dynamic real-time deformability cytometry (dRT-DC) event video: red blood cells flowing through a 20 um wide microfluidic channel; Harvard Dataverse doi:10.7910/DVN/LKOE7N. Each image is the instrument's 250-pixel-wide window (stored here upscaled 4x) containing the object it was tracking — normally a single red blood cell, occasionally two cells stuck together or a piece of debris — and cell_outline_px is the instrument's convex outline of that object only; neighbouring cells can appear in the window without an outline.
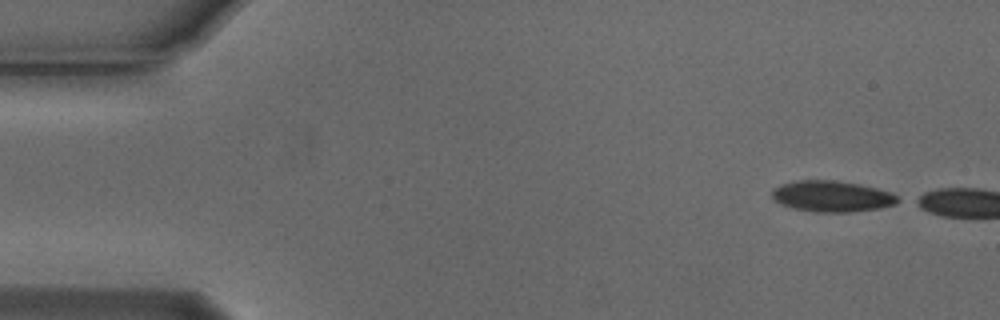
{"species": "Egyptian fruit bat (a non-hibernating species)", "species_latin": "Rousettus aegyptiacus", "temperature_condition": "cold", "stored_images_in_passage": 11, "camera_frame_rate_fps": 3000, "um_per_image_px": 0.085, "animal": {"sex": "male"}, "frame": {"image": 1, "passage_image": 1, "time_ms": 0.0, "image_size_px": [1000, 320], "cell_outline_px": [[904, 200], [896, 204], [880, 208], [848, 212], [816, 212], [792, 208], [780, 204], [772, 200], [772, 188], [784, 184], [800, 180], [832, 180], [856, 184], [876, 188], [892, 192]], "centroid_in_image_um": [70.74, 16.7], "position_along_channel_um": 14.3, "area_um2": 22.83}}